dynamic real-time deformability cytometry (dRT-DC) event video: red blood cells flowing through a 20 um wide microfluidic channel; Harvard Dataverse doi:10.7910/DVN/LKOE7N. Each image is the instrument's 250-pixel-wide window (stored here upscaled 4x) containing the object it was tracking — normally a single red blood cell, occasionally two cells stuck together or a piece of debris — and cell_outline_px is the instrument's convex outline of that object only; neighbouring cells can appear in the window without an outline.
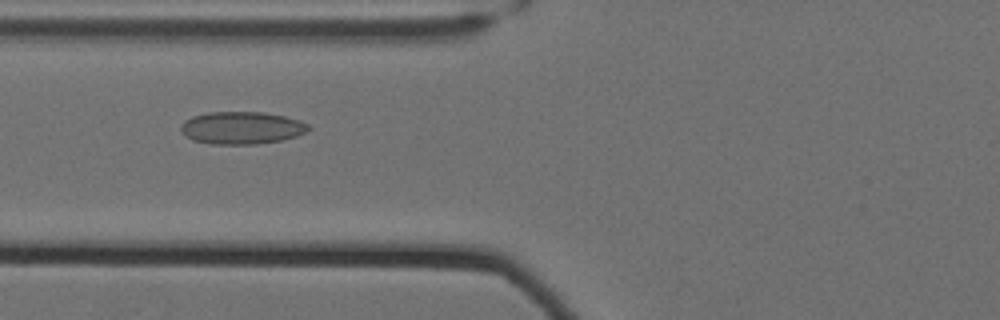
{"species": "Egyptian fruit bat (a non-hibernating species)", "species_latin": "Rousettus aegyptiacus", "temperature_condition": "cold", "stored_images_in_passage": 62, "camera_frame_rate_fps": 3000, "um_per_image_px": 0.085, "animal": {"sex": "female"}, "frame": {"image": 1, "passage_image": 28, "time_ms": 9.0, "image_size_px": [1000, 320], "cell_outline_px": [[312, 128], [308, 132], [296, 136], [280, 140], [256, 144], [208, 144], [192, 140], [180, 132], [180, 124], [184, 120], [192, 116], [208, 112], [264, 112], [284, 116], [300, 120], [308, 124]], "centroid_in_image_um": [20.52, 10.86], "position_along_channel_um": 105.3, "area_um2": 24.45}}
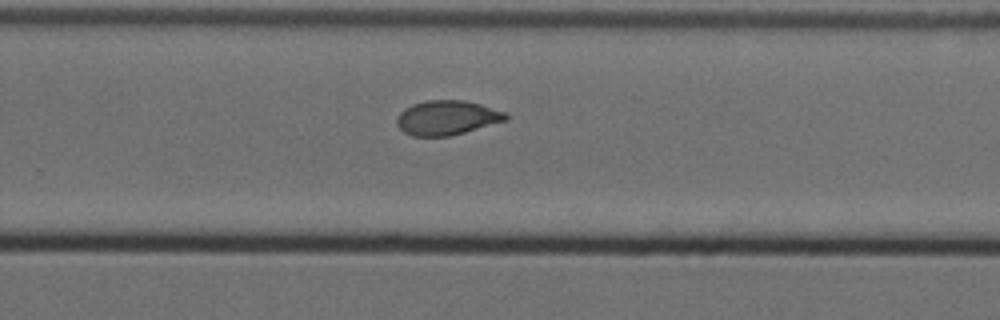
{"frame": {"image": 2, "passage_image": 44, "time_ms": 14.333, "image_size_px": [1000, 320], "cell_outline_px": [[508, 120], [452, 136], [412, 136], [404, 132], [396, 124], [396, 116], [404, 108], [412, 104], [428, 100], [464, 100], [480, 104], [508, 112]], "centroid_in_image_um": [38.0, 10.01], "position_along_channel_um": 291.8, "area_um2": 22.2}}
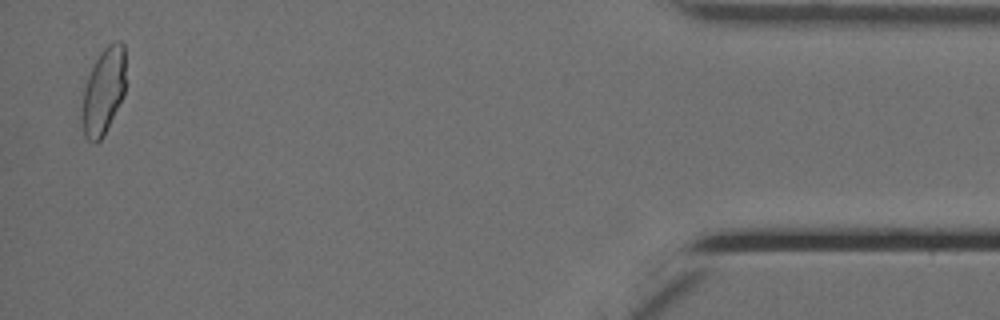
{"frame": {"image": 3, "passage_image": 61, "time_ms": 20.0, "image_size_px": [1000, 320], "cell_outline_px": [[124, 96], [104, 136], [96, 144], [92, 144], [84, 136], [80, 120], [80, 108], [84, 88], [88, 76], [100, 52], [108, 44], [116, 40], [120, 40], [124, 44]], "centroid_in_image_um": [8.76, 7.82], "position_along_channel_um": 426.4, "area_um2": 22.48}, "authors_computed_cell_mechanics": {"area_um2": 23.0333, "velocity_mm_per_s": 3.4867, "shape_relaxation_time_tau1_ms": null, "shape_relaxation_time_tau2_ms": 1.6688, "deformation_change_tau1": null, "deformation_change_tau2": 0.0581}}